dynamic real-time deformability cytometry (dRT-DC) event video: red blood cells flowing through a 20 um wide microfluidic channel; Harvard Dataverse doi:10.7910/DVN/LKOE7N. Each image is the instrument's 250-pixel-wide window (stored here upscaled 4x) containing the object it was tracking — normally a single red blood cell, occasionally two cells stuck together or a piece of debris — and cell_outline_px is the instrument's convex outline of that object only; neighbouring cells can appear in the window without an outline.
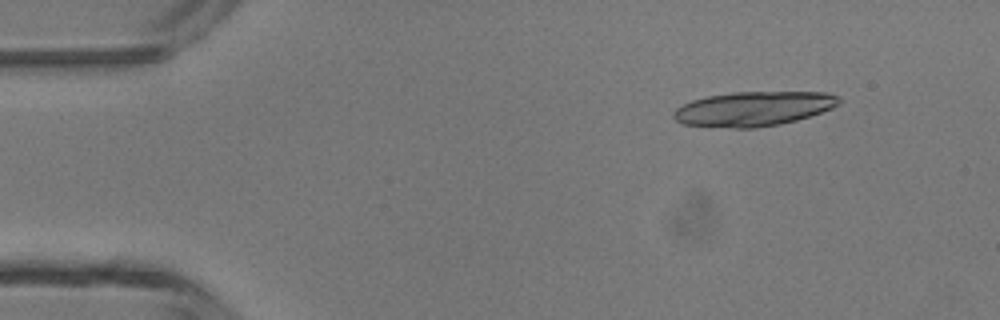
{"species": "common noctule bat (a hibernating species)", "species_latin": "Nyctalus noctula", "temperature_condition": "room temperature", "stored_images_in_passage": 15, "camera_frame_rate_fps": 3000, "um_per_image_px": 0.085, "animal": {"sex": "male", "body_mass_g": 13.3}, "frame": {"image": 1, "passage_image": 5, "time_ms": 1.333, "image_size_px": [1000, 320], "cell_outline_px": [[840, 104], [832, 108], [796, 120], [780, 124], [756, 128], [736, 128], [684, 124], [676, 120], [672, 116], [672, 112], [676, 108], [692, 100], [708, 96], [732, 92], [828, 92], [840, 96]], "centroid_in_image_um": [64.07, 9.24], "position_along_channel_um": 20.9, "area_um2": 33.23}}